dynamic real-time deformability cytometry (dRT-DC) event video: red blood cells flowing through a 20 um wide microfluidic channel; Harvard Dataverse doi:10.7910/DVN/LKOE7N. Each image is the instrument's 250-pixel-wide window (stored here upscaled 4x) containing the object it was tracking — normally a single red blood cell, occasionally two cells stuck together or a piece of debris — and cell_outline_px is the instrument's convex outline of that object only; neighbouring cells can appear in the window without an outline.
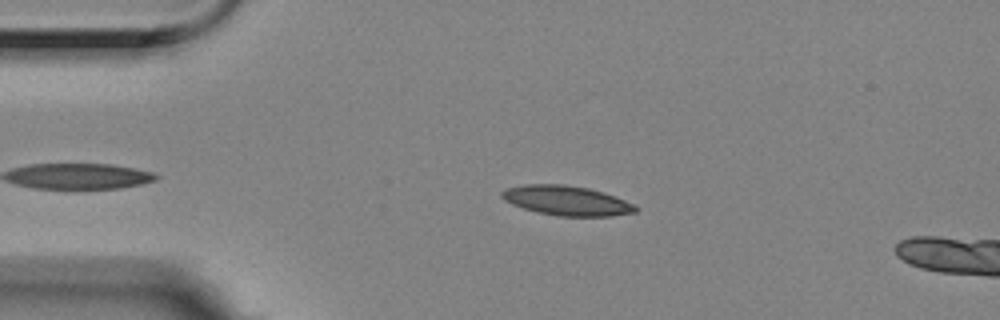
{"species": "Egyptian fruit bat (a non-hibernating species)", "species_latin": "Rousettus aegyptiacus", "temperature_condition": "room temperature", "stored_images_in_passage": 12, "camera_frame_rate_fps": 3000, "um_per_image_px": 0.085, "animal": {"sex": "female"}, "frame": {"image": 1, "passage_image": 7, "time_ms": 2.0, "image_size_px": [1000, 320], "cell_outline_px": [[636, 212], [612, 216], [560, 216], [536, 212], [512, 204], [504, 200], [500, 196], [500, 192], [508, 188], [524, 184], [564, 184], [588, 188], [624, 200], [632, 204], [636, 208]], "centroid_in_image_um": [48.1, 17.05], "position_along_channel_um": 36.9, "area_um2": 22.83}}